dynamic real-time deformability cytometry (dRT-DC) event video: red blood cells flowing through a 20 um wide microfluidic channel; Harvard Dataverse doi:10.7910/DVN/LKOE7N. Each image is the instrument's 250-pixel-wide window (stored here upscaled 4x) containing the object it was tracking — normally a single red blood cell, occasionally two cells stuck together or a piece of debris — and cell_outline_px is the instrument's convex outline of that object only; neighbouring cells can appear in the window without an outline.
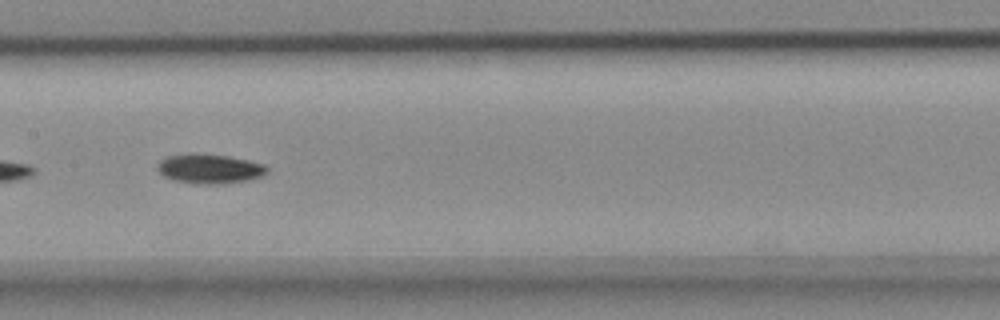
{"species": "common noctule bat (a hibernating species)", "species_latin": "Nyctalus noctula", "temperature_condition": "cold", "stored_images_in_passage": 14, "camera_frame_rate_fps": 3000, "um_per_image_px": 0.085, "animal": {"sex": "female", "body_mass_g": 18.4}, "frame": {"image": 1, "passage_image": 7, "time_ms": 2.0, "image_size_px": [1000, 320], "cell_outline_px": [[268, 172], [260, 176], [248, 180], [224, 184], [196, 184], [172, 180], [164, 176], [156, 168], [160, 160], [168, 156], [228, 156], [248, 160], [264, 164], [268, 168]], "centroid_in_image_um": [17.85, 14.4], "position_along_channel_um": 189.5, "area_um2": 18.21}}
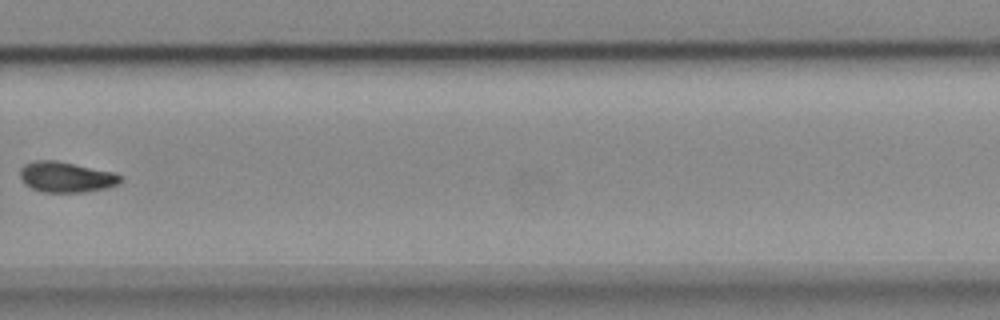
{"frame": {"image": 2, "passage_image": 10, "time_ms": 3.0, "image_size_px": [1000, 320], "cell_outline_px": [[124, 176], [120, 184], [108, 188], [84, 192], [44, 192], [32, 188], [24, 184], [20, 176], [20, 168], [24, 164], [36, 160], [56, 160], [116, 172]], "centroid_in_image_um": [5.67, 15.04], "position_along_channel_um": 324.1, "area_um2": 18.21}}
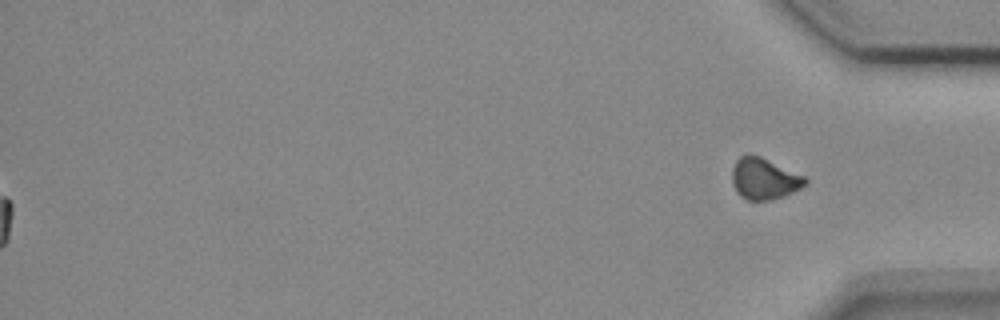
{"frame": {"image": 3, "passage_image": 14, "time_ms": 4.333, "image_size_px": [1000, 320], "cell_outline_px": [[808, 180], [800, 188], [784, 196], [772, 200], [748, 200], [740, 196], [736, 192], [732, 184], [732, 168], [736, 160], [740, 156], [748, 152], [760, 156], [804, 176]], "centroid_in_image_um": [64.9, 15.18], "position_along_channel_um": 370.3, "area_um2": 17.69}}